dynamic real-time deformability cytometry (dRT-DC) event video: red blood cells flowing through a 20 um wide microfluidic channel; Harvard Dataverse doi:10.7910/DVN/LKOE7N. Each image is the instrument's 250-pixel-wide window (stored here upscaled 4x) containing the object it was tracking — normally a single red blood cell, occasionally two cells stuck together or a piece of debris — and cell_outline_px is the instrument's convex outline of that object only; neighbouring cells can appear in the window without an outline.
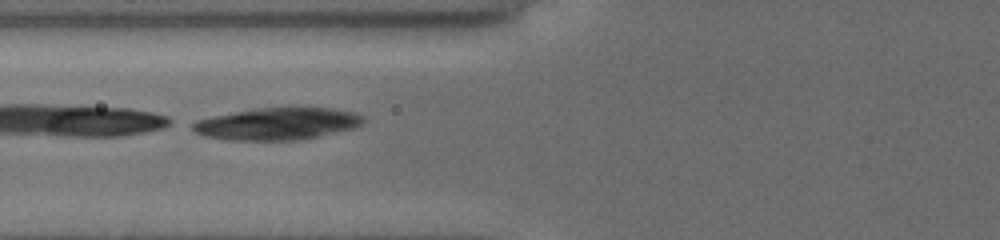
{"species": "common noctule bat (a hibernating species)", "species_latin": "Nyctalus noctula", "temperature_condition": "cold", "stored_images_in_passage": 9, "camera_frame_rate_fps": 3000, "um_per_image_px": 0.085, "animal": {"sex": "female", "body_mass_g": 19.5, "forearm_length_mm": 54.1}, "frame": {"image": 1, "passage_image": 7, "time_ms": 2.333, "image_size_px": [1000, 240], "cell_outline_px": [[364, 120], [360, 124], [352, 128], [300, 140], [228, 140], [204, 136], [196, 132], [192, 128], [192, 124], [196, 120], [212, 116], [256, 108], [288, 104], [292, 104], [332, 108], [356, 112], [364, 116]], "centroid_in_image_um": [23.6, 10.47], "position_along_channel_um": 102.2, "area_um2": 32.83}}